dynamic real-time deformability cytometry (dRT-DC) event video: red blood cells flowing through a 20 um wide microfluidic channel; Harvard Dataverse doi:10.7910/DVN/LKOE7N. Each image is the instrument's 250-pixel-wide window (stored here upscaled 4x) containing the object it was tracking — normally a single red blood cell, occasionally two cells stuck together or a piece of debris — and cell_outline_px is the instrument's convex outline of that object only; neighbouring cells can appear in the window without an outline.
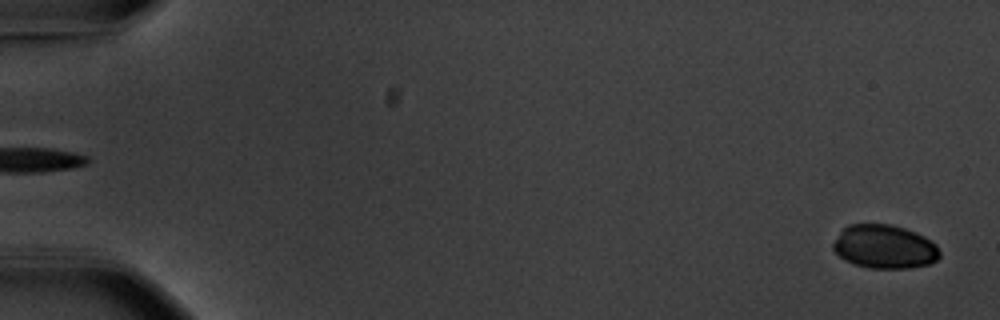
{"species": "common noctule bat (a hibernating species)", "species_latin": "Nyctalus noctula", "temperature_condition": "warm", "stored_images_in_passage": 56, "camera_frame_rate_fps": 3000, "um_per_image_px": 0.085, "animal": {"sex": "male", "body_mass_g": 20.1, "forearm_length_mm": 53.5}, "frame": {"image": 1, "passage_image": 2, "time_ms": 0.333, "image_size_px": [1000, 320], "cell_outline_px": [[940, 256], [936, 260], [928, 264], [908, 268], [868, 268], [844, 260], [832, 248], [832, 244], [840, 232], [848, 224], [892, 224], [904, 228], [924, 236], [936, 244], [940, 252]], "centroid_in_image_um": [75.18, 20.97], "position_along_channel_um": 9.8, "area_um2": 27.05}}
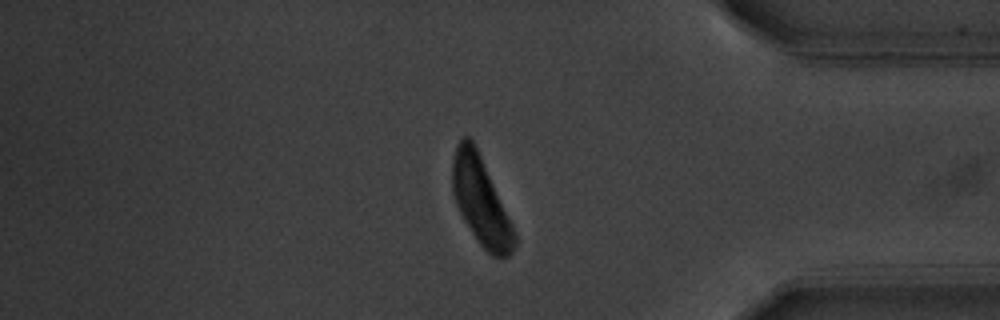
{"frame": {"image": 2, "passage_image": 48, "time_ms": 15.667, "image_size_px": [1000, 320], "cell_outline_px": [[516, 244], [512, 252], [508, 256], [492, 256], [480, 244], [464, 220], [456, 204], [452, 192], [452, 160], [456, 144], [464, 136], [468, 136], [472, 140], [480, 156], [512, 224], [516, 236]], "centroid_in_image_um": [40.85, 17.09], "position_along_channel_um": 394.4, "area_um2": 31.04}}
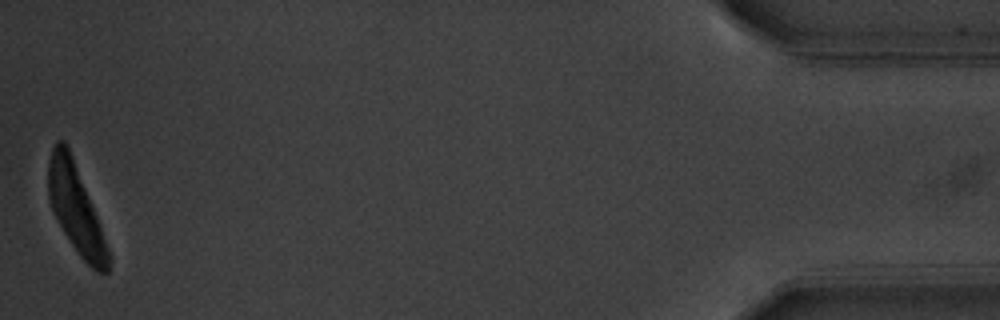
{"frame": {"image": 3, "passage_image": 56, "time_ms": 18.333, "image_size_px": [1000, 320], "cell_outline_px": [[112, 260], [108, 272], [96, 272], [80, 256], [64, 232], [52, 208], [48, 196], [48, 160], [52, 148], [56, 140], [64, 140], [68, 148], [96, 216], [112, 256]], "centroid_in_image_um": [6.45, 17.8], "position_along_channel_um": 428.8, "area_um2": 29.94}}